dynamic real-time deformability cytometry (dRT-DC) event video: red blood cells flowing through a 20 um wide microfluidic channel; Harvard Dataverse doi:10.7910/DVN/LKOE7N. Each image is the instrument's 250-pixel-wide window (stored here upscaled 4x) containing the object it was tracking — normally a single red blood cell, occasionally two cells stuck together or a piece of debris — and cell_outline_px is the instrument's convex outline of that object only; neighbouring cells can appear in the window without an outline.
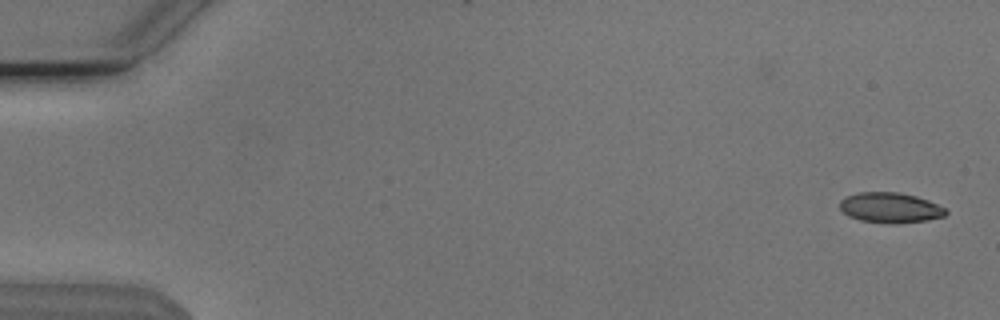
{"species": "Egyptian fruit bat (a non-hibernating species)", "species_latin": "Rousettus aegyptiacus", "temperature_condition": "cold", "stored_images_in_passage": 15, "camera_frame_rate_fps": 3000, "um_per_image_px": 0.085, "animal": {"sex": "male"}, "frame": {"image": 1, "passage_image": 1, "time_ms": 0.0, "image_size_px": [1000, 320], "cell_outline_px": [[948, 212], [944, 216], [928, 220], [860, 220], [848, 216], [840, 208], [840, 200], [844, 196], [856, 192], [900, 192], [916, 196], [928, 200], [944, 208]], "centroid_in_image_um": [75.62, 17.58], "position_along_channel_um": 9.4, "area_um2": 17.8}}
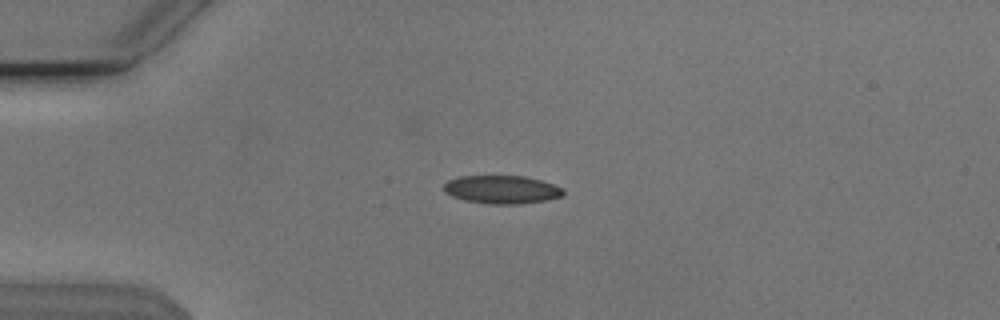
{"frame": {"image": 2, "passage_image": 13, "time_ms": 4.0, "image_size_px": [1000, 320], "cell_outline_px": [[564, 196], [548, 200], [520, 204], [488, 204], [464, 200], [452, 196], [444, 192], [444, 184], [448, 180], [460, 176], [524, 176], [540, 180], [564, 188]], "centroid_in_image_um": [42.67, 16.12], "position_along_channel_um": 42.3, "area_um2": 19.77}}